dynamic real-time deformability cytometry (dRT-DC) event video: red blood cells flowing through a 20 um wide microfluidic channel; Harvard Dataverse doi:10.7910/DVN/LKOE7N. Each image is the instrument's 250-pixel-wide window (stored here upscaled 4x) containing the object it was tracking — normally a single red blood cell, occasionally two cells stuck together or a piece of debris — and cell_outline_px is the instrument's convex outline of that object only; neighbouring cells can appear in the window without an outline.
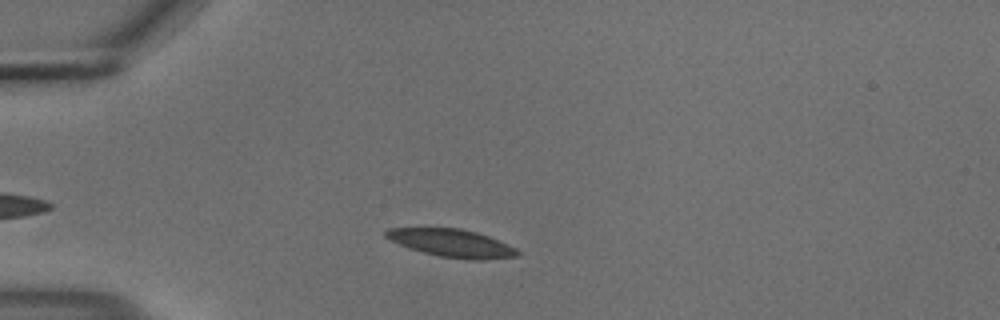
{"species": "common noctule bat (a hibernating species)", "species_latin": "Nyctalus noctula", "temperature_condition": "cold", "stored_images_in_passage": 39, "camera_frame_rate_fps": 3000, "um_per_image_px": 0.085, "animal": {"sex": "male", "body_mass_g": 18.8}, "frame": {"image": 1, "passage_image": 3, "time_ms": 0.667, "image_size_px": [1000, 320], "cell_outline_px": [[520, 252], [516, 256], [484, 260], [468, 260], [440, 256], [408, 248], [384, 236], [384, 232], [388, 228], [460, 228], [476, 232], [488, 236], [508, 244], [516, 248]], "centroid_in_image_um": [38.41, 20.66], "position_along_channel_um": 46.6, "area_um2": 21.21}}
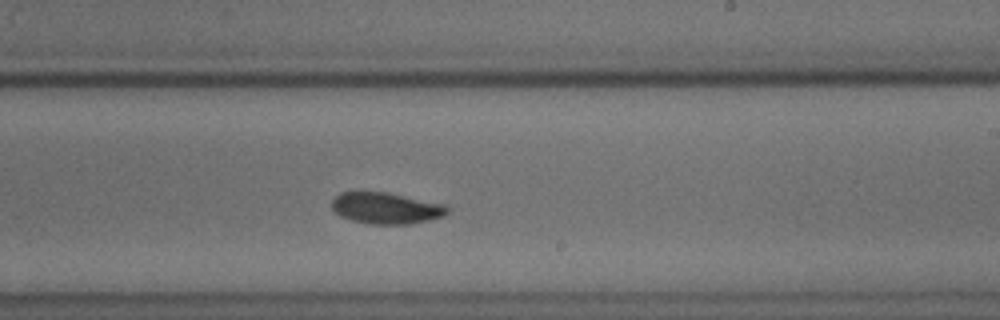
{"frame": {"image": 2, "passage_image": 22, "time_ms": 7.0, "image_size_px": [1000, 320], "cell_outline_px": [[448, 212], [444, 216], [428, 220], [408, 224], [372, 224], [352, 220], [340, 216], [332, 208], [332, 200], [340, 192], [388, 192], [444, 204], [448, 208]], "centroid_in_image_um": [32.81, 17.69], "position_along_channel_um": 256.2, "area_um2": 20.98}}
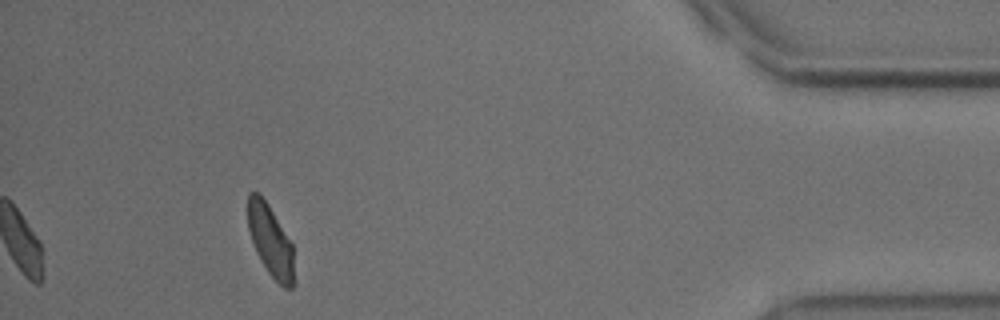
{"frame": {"image": 3, "passage_image": 39, "time_ms": 12.667, "image_size_px": [1000, 320], "cell_outline_px": [[292, 288], [284, 288], [268, 272], [256, 252], [248, 228], [248, 192], [260, 192], [268, 204], [292, 244]], "centroid_in_image_um": [22.95, 20.4], "position_along_channel_um": 412.3, "area_um2": 18.67}, "authors_computed_cell_mechanics": {"area_um2": 20.9236, "velocity_mm_per_s": 3.6691, "shape_relaxation_time_tau1_ms": 6.2121, "shape_relaxation_time_tau2_ms": null, "deformation_change_tau1": 0.1337, "deformation_change_tau2": null}}